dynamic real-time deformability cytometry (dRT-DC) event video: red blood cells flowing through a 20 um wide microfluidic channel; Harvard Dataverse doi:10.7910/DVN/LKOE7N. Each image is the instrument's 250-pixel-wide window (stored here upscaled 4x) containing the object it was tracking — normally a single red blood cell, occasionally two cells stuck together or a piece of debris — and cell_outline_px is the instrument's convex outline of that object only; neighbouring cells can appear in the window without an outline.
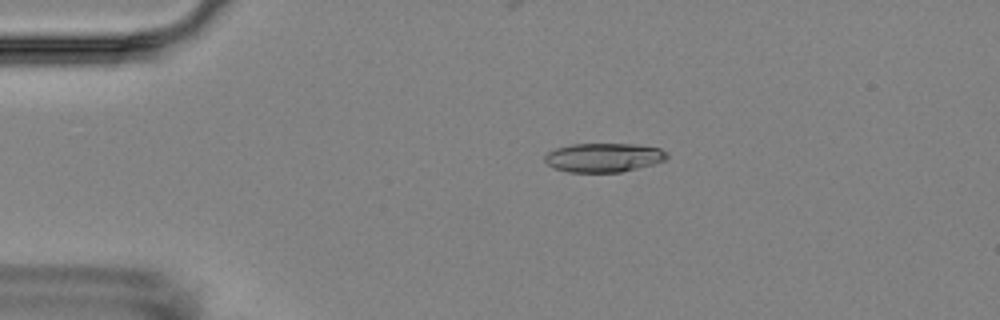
{"species": "Egyptian fruit bat (a non-hibernating species)", "species_latin": "Rousettus aegyptiacus", "temperature_condition": "room temperature", "stored_images_in_passage": 3, "camera_frame_rate_fps": 3000, "um_per_image_px": 0.085, "animal": {"sex": "female"}, "frame": {"image": 1, "passage_image": 1, "time_ms": 0.0, "image_size_px": [1000, 320], "cell_outline_px": [[668, 156], [664, 160], [652, 164], [620, 172], [568, 172], [556, 168], [548, 164], [544, 160], [544, 156], [548, 152], [556, 148], [572, 144], [636, 144], [660, 148], [668, 152]], "centroid_in_image_um": [51.31, 13.38], "position_along_channel_um": 33.7, "area_um2": 20.52}}
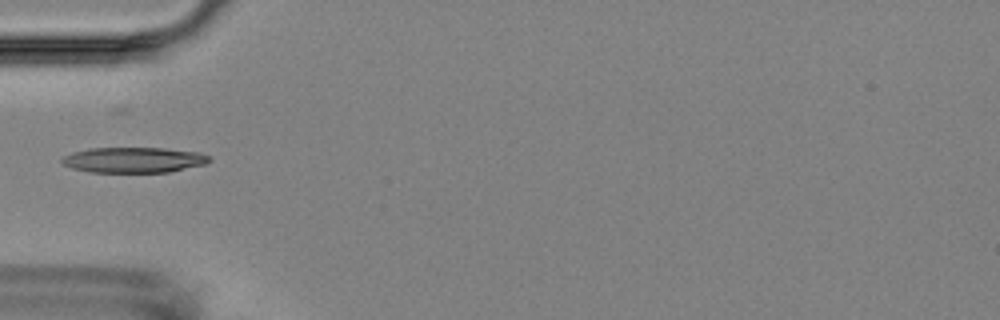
{"frame": {"image": 2, "passage_image": 3, "time_ms": 2.333, "image_size_px": [1000, 320], "cell_outline_px": [[212, 160], [204, 164], [168, 172], [88, 172], [72, 168], [64, 164], [60, 160], [64, 156], [72, 152], [88, 148], [164, 148], [200, 152], [208, 156]], "centroid_in_image_um": [11.35, 13.59], "position_along_channel_um": 73.7, "area_um2": 21.85}}